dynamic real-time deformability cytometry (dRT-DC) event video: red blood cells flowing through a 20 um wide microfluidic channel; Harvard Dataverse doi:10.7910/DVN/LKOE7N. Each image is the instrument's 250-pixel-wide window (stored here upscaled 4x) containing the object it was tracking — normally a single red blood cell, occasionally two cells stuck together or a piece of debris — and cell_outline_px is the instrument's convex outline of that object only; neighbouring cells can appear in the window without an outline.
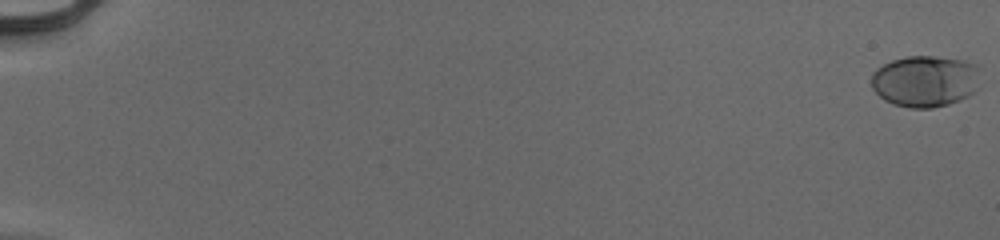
{"species": "human", "species_latin": "Homo sapiens", "temperature_condition": "cold", "stored_images_in_passage": 14, "camera_frame_rate_fps": 3000, "um_per_image_px": 0.085, "donor": {"sex": "male"}, "frame": {"image": 1, "passage_image": 1, "time_ms": 0.0, "image_size_px": [1000, 240], "cell_outline_px": [[980, 64], [972, 92], [968, 96], [960, 100], [948, 104], [932, 108], [908, 108], [892, 104], [884, 100], [872, 88], [872, 72], [876, 68], [892, 60], [908, 56], [936, 56], [964, 60]], "centroid_in_image_um": [78.6, 6.89], "position_along_channel_um": 6.4, "area_um2": 32.66}}